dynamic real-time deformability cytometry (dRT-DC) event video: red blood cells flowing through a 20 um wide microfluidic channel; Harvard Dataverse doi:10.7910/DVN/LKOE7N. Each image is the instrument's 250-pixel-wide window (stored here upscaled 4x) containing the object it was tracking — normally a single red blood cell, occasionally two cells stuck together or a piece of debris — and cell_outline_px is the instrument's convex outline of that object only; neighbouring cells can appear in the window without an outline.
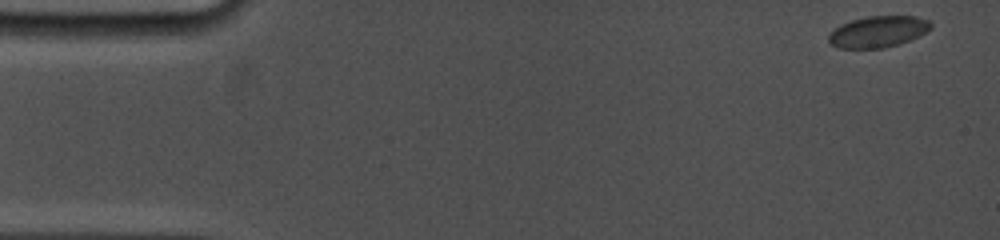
{"species": "common noctule bat (a hibernating species)", "species_latin": "Nyctalus noctula", "temperature_condition": "cold", "stored_images_in_passage": 72, "camera_frame_rate_fps": 5000, "um_per_image_px": 0.085, "animal": {"sex": "female", "body_mass_g": 19.0, "forearm_length_mm": 53.3}, "frame": {"image": 1, "passage_image": 1, "time_ms": 0.0, "image_size_px": [1000, 240], "cell_outline_px": [[932, 28], [900, 44], [884, 48], [840, 48], [832, 44], [828, 40], [828, 36], [840, 24], [852, 20], [868, 16], [916, 16], [932, 20]], "centroid_in_image_um": [74.66, 2.68], "position_along_channel_um": 10.3, "area_um2": 18.55}}
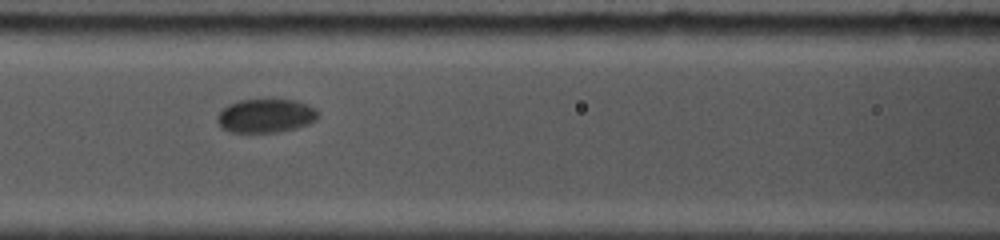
{"frame": {"image": 2, "passage_image": 31, "time_ms": 7.0, "image_size_px": [1000, 240], "cell_outline_px": [[320, 116], [316, 120], [308, 124], [296, 128], [276, 132], [232, 132], [220, 128], [216, 120], [216, 116], [228, 104], [240, 100], [296, 100], [308, 104], [316, 108], [320, 112]], "centroid_in_image_um": [22.61, 9.84], "position_along_channel_um": 144.0, "area_um2": 20.0}}
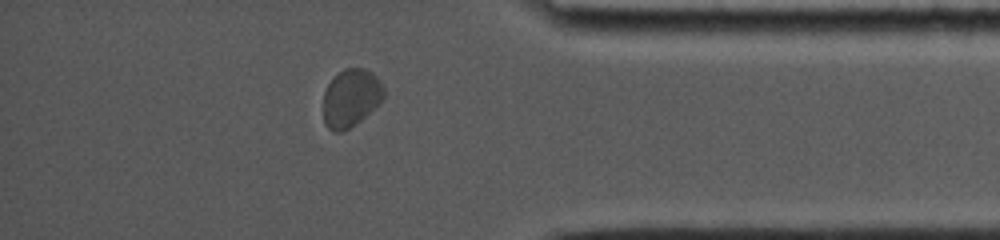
{"frame": {"image": 3, "passage_image": 62, "time_ms": 14.4, "image_size_px": [1000, 240], "cell_outline_px": [[384, 96], [356, 124], [340, 132], [332, 132], [324, 124], [324, 92], [328, 84], [344, 68], [364, 68], [372, 72], [380, 80], [384, 88]], "centroid_in_image_um": [29.81, 8.32], "position_along_channel_um": 405.4, "area_um2": 20.06}}